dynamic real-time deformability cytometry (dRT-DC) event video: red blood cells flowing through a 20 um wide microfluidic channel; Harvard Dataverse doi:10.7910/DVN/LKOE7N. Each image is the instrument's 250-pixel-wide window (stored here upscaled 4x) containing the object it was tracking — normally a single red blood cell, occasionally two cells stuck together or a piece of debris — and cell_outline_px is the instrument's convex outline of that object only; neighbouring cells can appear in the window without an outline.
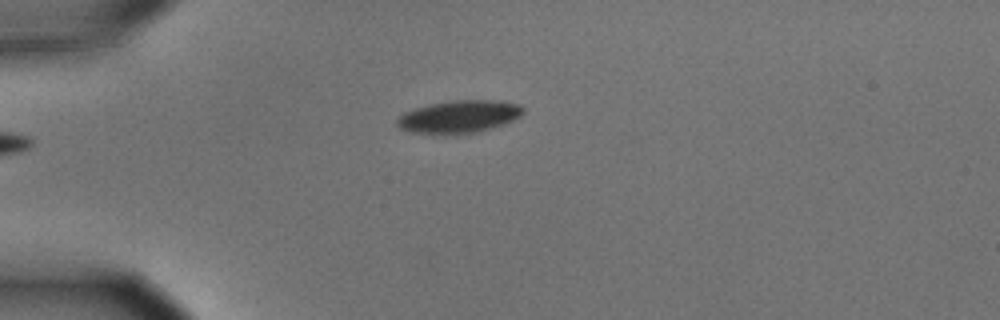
{"species": "common noctule bat (a hibernating species)", "species_latin": "Nyctalus noctula", "temperature_condition": "cold", "stored_images_in_passage": 5, "camera_frame_rate_fps": 3000, "um_per_image_px": 0.085, "animal": {"sex": "male", "body_mass_g": 15.6}, "frame": {"image": 1, "passage_image": 5, "time_ms": 1.333, "image_size_px": [1000, 320], "cell_outline_px": [[524, 112], [520, 116], [504, 124], [476, 132], [412, 132], [400, 128], [396, 124], [396, 120], [404, 112], [428, 104], [452, 100], [500, 100], [520, 104], [524, 108]], "centroid_in_image_um": [39.06, 9.87], "position_along_channel_um": 45.9, "area_um2": 23.41}}